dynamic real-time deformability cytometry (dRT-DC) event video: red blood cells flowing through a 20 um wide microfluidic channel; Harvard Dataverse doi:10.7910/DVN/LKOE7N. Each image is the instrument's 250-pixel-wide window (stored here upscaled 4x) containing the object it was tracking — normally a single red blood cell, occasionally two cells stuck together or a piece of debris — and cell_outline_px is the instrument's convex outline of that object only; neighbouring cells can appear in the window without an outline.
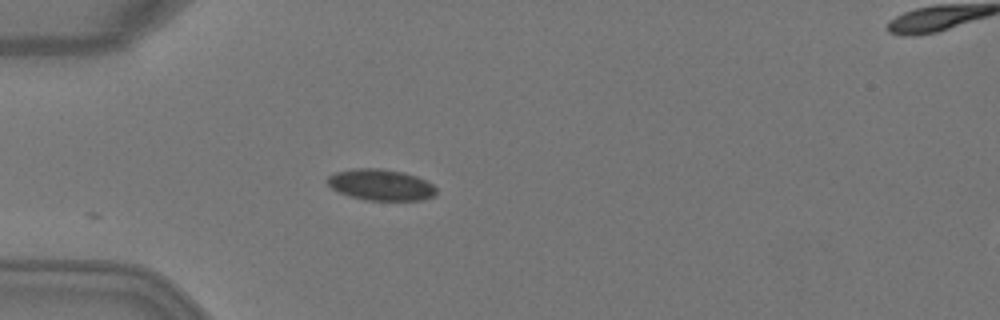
{"species": "Egyptian fruit bat (a non-hibernating species)", "species_latin": "Rousettus aegyptiacus", "temperature_condition": "warm", "stored_images_in_passage": 5, "camera_frame_rate_fps": 3000, "um_per_image_px": 0.085, "animal": {"sex": "female"}, "frame": {"image": 1, "passage_image": 5, "time_ms": 1.333, "image_size_px": [1000, 320], "cell_outline_px": [[436, 196], [424, 200], [364, 200], [348, 196], [332, 188], [328, 184], [328, 176], [336, 172], [352, 168], [380, 168], [404, 172], [416, 176], [432, 184], [436, 188]], "centroid_in_image_um": [32.38, 15.71], "position_along_channel_um": 52.6, "area_um2": 19.88}}